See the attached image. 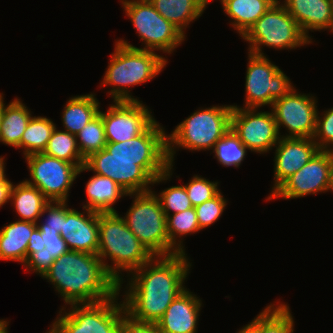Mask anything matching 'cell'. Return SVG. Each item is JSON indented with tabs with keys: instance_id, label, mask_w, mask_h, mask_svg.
Listing matches in <instances>:
<instances>
[{
	"instance_id": "6da1fadb",
	"label": "cell",
	"mask_w": 333,
	"mask_h": 333,
	"mask_svg": "<svg viewBox=\"0 0 333 333\" xmlns=\"http://www.w3.org/2000/svg\"><path fill=\"white\" fill-rule=\"evenodd\" d=\"M165 128L155 121L144 133L123 142H107L104 149L92 153L79 169L109 177L128 194L152 190L173 175V163L167 156ZM151 188V189H150Z\"/></svg>"
},
{
	"instance_id": "7a4b0ae2",
	"label": "cell",
	"mask_w": 333,
	"mask_h": 333,
	"mask_svg": "<svg viewBox=\"0 0 333 333\" xmlns=\"http://www.w3.org/2000/svg\"><path fill=\"white\" fill-rule=\"evenodd\" d=\"M186 253L154 256L128 277L123 303L126 314L139 322L157 323L173 300L182 293L190 274ZM131 277V278H130Z\"/></svg>"
},
{
	"instance_id": "3957f363",
	"label": "cell",
	"mask_w": 333,
	"mask_h": 333,
	"mask_svg": "<svg viewBox=\"0 0 333 333\" xmlns=\"http://www.w3.org/2000/svg\"><path fill=\"white\" fill-rule=\"evenodd\" d=\"M43 279L54 286L64 307L105 301L118 292L117 282L106 272L99 256L86 252L69 250L60 255Z\"/></svg>"
},
{
	"instance_id": "277c9868",
	"label": "cell",
	"mask_w": 333,
	"mask_h": 333,
	"mask_svg": "<svg viewBox=\"0 0 333 333\" xmlns=\"http://www.w3.org/2000/svg\"><path fill=\"white\" fill-rule=\"evenodd\" d=\"M121 216L118 212L98 213L97 255L106 272L117 282L118 291H123L121 290L124 283L122 272L126 271L130 275L154 257L131 232ZM107 258L111 264H108Z\"/></svg>"
},
{
	"instance_id": "5b68a950",
	"label": "cell",
	"mask_w": 333,
	"mask_h": 333,
	"mask_svg": "<svg viewBox=\"0 0 333 333\" xmlns=\"http://www.w3.org/2000/svg\"><path fill=\"white\" fill-rule=\"evenodd\" d=\"M114 46L100 87L111 86L108 94L113 101H139L129 88L157 77L168 63L166 55L128 47L117 41Z\"/></svg>"
},
{
	"instance_id": "8992f818",
	"label": "cell",
	"mask_w": 333,
	"mask_h": 333,
	"mask_svg": "<svg viewBox=\"0 0 333 333\" xmlns=\"http://www.w3.org/2000/svg\"><path fill=\"white\" fill-rule=\"evenodd\" d=\"M232 105L199 108L167 134V156L174 164L179 148L184 150H212L214 144L231 128Z\"/></svg>"
},
{
	"instance_id": "52a82bcc",
	"label": "cell",
	"mask_w": 333,
	"mask_h": 333,
	"mask_svg": "<svg viewBox=\"0 0 333 333\" xmlns=\"http://www.w3.org/2000/svg\"><path fill=\"white\" fill-rule=\"evenodd\" d=\"M120 293L101 302L71 304L69 311L62 306L51 326L57 333H120L126 314L123 301L118 302Z\"/></svg>"
},
{
	"instance_id": "ba28073f",
	"label": "cell",
	"mask_w": 333,
	"mask_h": 333,
	"mask_svg": "<svg viewBox=\"0 0 333 333\" xmlns=\"http://www.w3.org/2000/svg\"><path fill=\"white\" fill-rule=\"evenodd\" d=\"M126 16L130 21L142 44L138 48L125 39L116 40L118 43L147 51H160L172 54L186 39L185 35L171 22L160 15L149 0H120Z\"/></svg>"
},
{
	"instance_id": "9c48e42d",
	"label": "cell",
	"mask_w": 333,
	"mask_h": 333,
	"mask_svg": "<svg viewBox=\"0 0 333 333\" xmlns=\"http://www.w3.org/2000/svg\"><path fill=\"white\" fill-rule=\"evenodd\" d=\"M280 1L277 0L242 37L249 43L248 51L252 54L265 56L264 46L292 50L312 44Z\"/></svg>"
},
{
	"instance_id": "30bf717a",
	"label": "cell",
	"mask_w": 333,
	"mask_h": 333,
	"mask_svg": "<svg viewBox=\"0 0 333 333\" xmlns=\"http://www.w3.org/2000/svg\"><path fill=\"white\" fill-rule=\"evenodd\" d=\"M127 196L134 199L125 216H122L127 227L154 256H169L166 215L154 191Z\"/></svg>"
},
{
	"instance_id": "8fae6325",
	"label": "cell",
	"mask_w": 333,
	"mask_h": 333,
	"mask_svg": "<svg viewBox=\"0 0 333 333\" xmlns=\"http://www.w3.org/2000/svg\"><path fill=\"white\" fill-rule=\"evenodd\" d=\"M266 56L248 51L244 108H271L275 100L287 95L294 88L291 79Z\"/></svg>"
},
{
	"instance_id": "7c38bea8",
	"label": "cell",
	"mask_w": 333,
	"mask_h": 333,
	"mask_svg": "<svg viewBox=\"0 0 333 333\" xmlns=\"http://www.w3.org/2000/svg\"><path fill=\"white\" fill-rule=\"evenodd\" d=\"M30 172V179L24 181L37 187L51 201H67L69 190L79 176V168L66 161L35 153L25 157Z\"/></svg>"
},
{
	"instance_id": "4fadbf2b",
	"label": "cell",
	"mask_w": 333,
	"mask_h": 333,
	"mask_svg": "<svg viewBox=\"0 0 333 333\" xmlns=\"http://www.w3.org/2000/svg\"><path fill=\"white\" fill-rule=\"evenodd\" d=\"M333 191V152L318 150L299 171L289 177L266 201L291 200Z\"/></svg>"
},
{
	"instance_id": "5bb4252c",
	"label": "cell",
	"mask_w": 333,
	"mask_h": 333,
	"mask_svg": "<svg viewBox=\"0 0 333 333\" xmlns=\"http://www.w3.org/2000/svg\"><path fill=\"white\" fill-rule=\"evenodd\" d=\"M231 129L251 152L268 153L280 139L273 111L232 105Z\"/></svg>"
},
{
	"instance_id": "9a60e30c",
	"label": "cell",
	"mask_w": 333,
	"mask_h": 333,
	"mask_svg": "<svg viewBox=\"0 0 333 333\" xmlns=\"http://www.w3.org/2000/svg\"><path fill=\"white\" fill-rule=\"evenodd\" d=\"M300 93L295 87L285 96L274 101L273 111L280 137L313 138L316 131L318 106L313 94ZM281 127L286 128L281 135Z\"/></svg>"
},
{
	"instance_id": "2e32d148",
	"label": "cell",
	"mask_w": 333,
	"mask_h": 333,
	"mask_svg": "<svg viewBox=\"0 0 333 333\" xmlns=\"http://www.w3.org/2000/svg\"><path fill=\"white\" fill-rule=\"evenodd\" d=\"M102 116L106 142H123L144 133L155 121L142 101H112Z\"/></svg>"
},
{
	"instance_id": "e0dca14e",
	"label": "cell",
	"mask_w": 333,
	"mask_h": 333,
	"mask_svg": "<svg viewBox=\"0 0 333 333\" xmlns=\"http://www.w3.org/2000/svg\"><path fill=\"white\" fill-rule=\"evenodd\" d=\"M274 148V184L266 200L319 150L313 138L305 137H280Z\"/></svg>"
},
{
	"instance_id": "ac0fdd59",
	"label": "cell",
	"mask_w": 333,
	"mask_h": 333,
	"mask_svg": "<svg viewBox=\"0 0 333 333\" xmlns=\"http://www.w3.org/2000/svg\"><path fill=\"white\" fill-rule=\"evenodd\" d=\"M59 234L65 240L69 250L97 254L98 213L86 208H83L81 213L71 208L63 218L62 230Z\"/></svg>"
},
{
	"instance_id": "d6986e66",
	"label": "cell",
	"mask_w": 333,
	"mask_h": 333,
	"mask_svg": "<svg viewBox=\"0 0 333 333\" xmlns=\"http://www.w3.org/2000/svg\"><path fill=\"white\" fill-rule=\"evenodd\" d=\"M68 251L67 244L58 231L36 228L28 241L27 260L23 266L25 270L35 272L43 278L54 260Z\"/></svg>"
},
{
	"instance_id": "ffe728a7",
	"label": "cell",
	"mask_w": 333,
	"mask_h": 333,
	"mask_svg": "<svg viewBox=\"0 0 333 333\" xmlns=\"http://www.w3.org/2000/svg\"><path fill=\"white\" fill-rule=\"evenodd\" d=\"M202 300L189 288L180 293L156 323L161 333H197Z\"/></svg>"
},
{
	"instance_id": "44dd1931",
	"label": "cell",
	"mask_w": 333,
	"mask_h": 333,
	"mask_svg": "<svg viewBox=\"0 0 333 333\" xmlns=\"http://www.w3.org/2000/svg\"><path fill=\"white\" fill-rule=\"evenodd\" d=\"M313 43L309 31L333 33V0H283L280 2Z\"/></svg>"
},
{
	"instance_id": "7402d4cb",
	"label": "cell",
	"mask_w": 333,
	"mask_h": 333,
	"mask_svg": "<svg viewBox=\"0 0 333 333\" xmlns=\"http://www.w3.org/2000/svg\"><path fill=\"white\" fill-rule=\"evenodd\" d=\"M37 224L30 221L15 220L0 229V260H27L28 241Z\"/></svg>"
},
{
	"instance_id": "603a6c76",
	"label": "cell",
	"mask_w": 333,
	"mask_h": 333,
	"mask_svg": "<svg viewBox=\"0 0 333 333\" xmlns=\"http://www.w3.org/2000/svg\"><path fill=\"white\" fill-rule=\"evenodd\" d=\"M87 200L82 206L97 213L117 212L113 205L128 193L109 177L94 174L86 183Z\"/></svg>"
},
{
	"instance_id": "cb8c5ba5",
	"label": "cell",
	"mask_w": 333,
	"mask_h": 333,
	"mask_svg": "<svg viewBox=\"0 0 333 333\" xmlns=\"http://www.w3.org/2000/svg\"><path fill=\"white\" fill-rule=\"evenodd\" d=\"M212 1V0H210ZM277 0H220L230 25L242 38Z\"/></svg>"
},
{
	"instance_id": "d4e9b609",
	"label": "cell",
	"mask_w": 333,
	"mask_h": 333,
	"mask_svg": "<svg viewBox=\"0 0 333 333\" xmlns=\"http://www.w3.org/2000/svg\"><path fill=\"white\" fill-rule=\"evenodd\" d=\"M157 12L176 26L185 36V29L196 21L210 0H149Z\"/></svg>"
},
{
	"instance_id": "484cf974",
	"label": "cell",
	"mask_w": 333,
	"mask_h": 333,
	"mask_svg": "<svg viewBox=\"0 0 333 333\" xmlns=\"http://www.w3.org/2000/svg\"><path fill=\"white\" fill-rule=\"evenodd\" d=\"M95 96V93L76 95L66 101L61 116L65 131L76 135L99 114L100 102Z\"/></svg>"
},
{
	"instance_id": "4316f807",
	"label": "cell",
	"mask_w": 333,
	"mask_h": 333,
	"mask_svg": "<svg viewBox=\"0 0 333 333\" xmlns=\"http://www.w3.org/2000/svg\"><path fill=\"white\" fill-rule=\"evenodd\" d=\"M5 104L3 98L0 142L19 149L23 132L26 130L27 124L33 115H31L30 109L17 97L9 104Z\"/></svg>"
},
{
	"instance_id": "83f0119b",
	"label": "cell",
	"mask_w": 333,
	"mask_h": 333,
	"mask_svg": "<svg viewBox=\"0 0 333 333\" xmlns=\"http://www.w3.org/2000/svg\"><path fill=\"white\" fill-rule=\"evenodd\" d=\"M18 220L37 223L41 218L43 209L50 202L37 188L27 184L24 180L13 185L10 195Z\"/></svg>"
},
{
	"instance_id": "f1b7e54d",
	"label": "cell",
	"mask_w": 333,
	"mask_h": 333,
	"mask_svg": "<svg viewBox=\"0 0 333 333\" xmlns=\"http://www.w3.org/2000/svg\"><path fill=\"white\" fill-rule=\"evenodd\" d=\"M166 225L169 237V255L186 253L185 246H183V237L201 231L194 207L168 215Z\"/></svg>"
},
{
	"instance_id": "f546056e",
	"label": "cell",
	"mask_w": 333,
	"mask_h": 333,
	"mask_svg": "<svg viewBox=\"0 0 333 333\" xmlns=\"http://www.w3.org/2000/svg\"><path fill=\"white\" fill-rule=\"evenodd\" d=\"M56 127V124L46 116H32L19 144V149L22 148L24 157L43 153Z\"/></svg>"
},
{
	"instance_id": "4dcf8cb0",
	"label": "cell",
	"mask_w": 333,
	"mask_h": 333,
	"mask_svg": "<svg viewBox=\"0 0 333 333\" xmlns=\"http://www.w3.org/2000/svg\"><path fill=\"white\" fill-rule=\"evenodd\" d=\"M44 154L76 165L79 169L84 165L85 158L78 148L76 135L65 130L54 129L47 143Z\"/></svg>"
},
{
	"instance_id": "1f68e13d",
	"label": "cell",
	"mask_w": 333,
	"mask_h": 333,
	"mask_svg": "<svg viewBox=\"0 0 333 333\" xmlns=\"http://www.w3.org/2000/svg\"><path fill=\"white\" fill-rule=\"evenodd\" d=\"M273 303L260 312V333H294V316L289 305Z\"/></svg>"
},
{
	"instance_id": "d6a6232c",
	"label": "cell",
	"mask_w": 333,
	"mask_h": 333,
	"mask_svg": "<svg viewBox=\"0 0 333 333\" xmlns=\"http://www.w3.org/2000/svg\"><path fill=\"white\" fill-rule=\"evenodd\" d=\"M249 149L230 128L215 144L211 152L224 167L239 168Z\"/></svg>"
},
{
	"instance_id": "836d02e7",
	"label": "cell",
	"mask_w": 333,
	"mask_h": 333,
	"mask_svg": "<svg viewBox=\"0 0 333 333\" xmlns=\"http://www.w3.org/2000/svg\"><path fill=\"white\" fill-rule=\"evenodd\" d=\"M78 148L86 159L92 153L101 151L107 142L105 138L102 116L98 114L76 134Z\"/></svg>"
},
{
	"instance_id": "e575fe53",
	"label": "cell",
	"mask_w": 333,
	"mask_h": 333,
	"mask_svg": "<svg viewBox=\"0 0 333 333\" xmlns=\"http://www.w3.org/2000/svg\"><path fill=\"white\" fill-rule=\"evenodd\" d=\"M154 193L159 199L166 217L170 213H179L193 207L184 185L171 186L158 194Z\"/></svg>"
},
{
	"instance_id": "d590c367",
	"label": "cell",
	"mask_w": 333,
	"mask_h": 333,
	"mask_svg": "<svg viewBox=\"0 0 333 333\" xmlns=\"http://www.w3.org/2000/svg\"><path fill=\"white\" fill-rule=\"evenodd\" d=\"M218 185L217 181L212 182L200 175H194L184 186L192 206L196 207L215 197L220 192Z\"/></svg>"
},
{
	"instance_id": "8d00e7d4",
	"label": "cell",
	"mask_w": 333,
	"mask_h": 333,
	"mask_svg": "<svg viewBox=\"0 0 333 333\" xmlns=\"http://www.w3.org/2000/svg\"><path fill=\"white\" fill-rule=\"evenodd\" d=\"M221 191L211 200L205 201L195 208L199 228L205 229L214 224L226 209L227 202Z\"/></svg>"
},
{
	"instance_id": "74e56055",
	"label": "cell",
	"mask_w": 333,
	"mask_h": 333,
	"mask_svg": "<svg viewBox=\"0 0 333 333\" xmlns=\"http://www.w3.org/2000/svg\"><path fill=\"white\" fill-rule=\"evenodd\" d=\"M67 201H51L43 209L42 217L45 221L40 219L37 221V228L39 230H52L60 231L62 230L63 218L66 217V213L71 209L68 207ZM39 222V223H38Z\"/></svg>"
},
{
	"instance_id": "f35d334b",
	"label": "cell",
	"mask_w": 333,
	"mask_h": 333,
	"mask_svg": "<svg viewBox=\"0 0 333 333\" xmlns=\"http://www.w3.org/2000/svg\"><path fill=\"white\" fill-rule=\"evenodd\" d=\"M319 150L333 152V107L317 113L316 131L313 137ZM331 146V147H330Z\"/></svg>"
},
{
	"instance_id": "ab89813d",
	"label": "cell",
	"mask_w": 333,
	"mask_h": 333,
	"mask_svg": "<svg viewBox=\"0 0 333 333\" xmlns=\"http://www.w3.org/2000/svg\"><path fill=\"white\" fill-rule=\"evenodd\" d=\"M120 333H161L156 323L139 322L125 314L121 322Z\"/></svg>"
},
{
	"instance_id": "60d3db41",
	"label": "cell",
	"mask_w": 333,
	"mask_h": 333,
	"mask_svg": "<svg viewBox=\"0 0 333 333\" xmlns=\"http://www.w3.org/2000/svg\"><path fill=\"white\" fill-rule=\"evenodd\" d=\"M13 182H0V208L6 203L10 202L11 190Z\"/></svg>"
},
{
	"instance_id": "b9f144b4",
	"label": "cell",
	"mask_w": 333,
	"mask_h": 333,
	"mask_svg": "<svg viewBox=\"0 0 333 333\" xmlns=\"http://www.w3.org/2000/svg\"><path fill=\"white\" fill-rule=\"evenodd\" d=\"M236 333H260V313L248 324L244 325Z\"/></svg>"
},
{
	"instance_id": "7bdbcfd3",
	"label": "cell",
	"mask_w": 333,
	"mask_h": 333,
	"mask_svg": "<svg viewBox=\"0 0 333 333\" xmlns=\"http://www.w3.org/2000/svg\"><path fill=\"white\" fill-rule=\"evenodd\" d=\"M5 157L0 156V182H11L7 179V175L5 174Z\"/></svg>"
},
{
	"instance_id": "ee69618b",
	"label": "cell",
	"mask_w": 333,
	"mask_h": 333,
	"mask_svg": "<svg viewBox=\"0 0 333 333\" xmlns=\"http://www.w3.org/2000/svg\"><path fill=\"white\" fill-rule=\"evenodd\" d=\"M9 321L5 320V319H0V333H9L8 331V326H9Z\"/></svg>"
},
{
	"instance_id": "f6af8a7d",
	"label": "cell",
	"mask_w": 333,
	"mask_h": 333,
	"mask_svg": "<svg viewBox=\"0 0 333 333\" xmlns=\"http://www.w3.org/2000/svg\"><path fill=\"white\" fill-rule=\"evenodd\" d=\"M3 93H0V123L3 115Z\"/></svg>"
},
{
	"instance_id": "bcb514c9",
	"label": "cell",
	"mask_w": 333,
	"mask_h": 333,
	"mask_svg": "<svg viewBox=\"0 0 333 333\" xmlns=\"http://www.w3.org/2000/svg\"><path fill=\"white\" fill-rule=\"evenodd\" d=\"M46 333H57L56 330L50 325V329H48Z\"/></svg>"
}]
</instances>
